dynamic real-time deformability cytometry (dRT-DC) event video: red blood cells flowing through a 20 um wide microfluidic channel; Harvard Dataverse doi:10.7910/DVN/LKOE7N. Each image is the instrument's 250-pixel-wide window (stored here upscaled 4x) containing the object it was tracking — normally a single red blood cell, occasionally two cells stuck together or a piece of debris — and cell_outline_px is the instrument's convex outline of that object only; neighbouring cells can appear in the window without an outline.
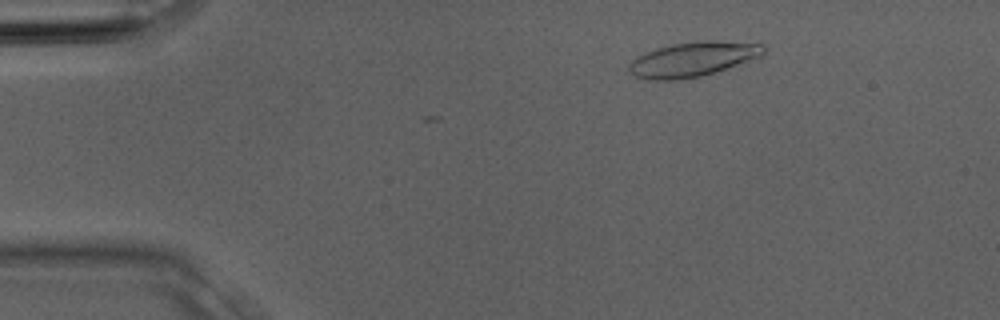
{"species": "Egyptian fruit bat (a non-hibernating species)", "species_latin": "Rousettus aegyptiacus", "temperature_condition": "room temperature", "stored_images_in_passage": 3, "camera_frame_rate_fps": 3000, "um_per_image_px": 0.085, "animal": {"sex": "male"}, "frame": {"image": 1, "passage_image": 2, "time_ms": 0.333, "image_size_px": [1000, 320], "cell_outline_px": [[764, 52], [760, 56], [700, 76], [680, 80], [648, 80], [636, 76], [628, 72], [628, 64], [636, 56], [656, 48], [672, 44], [700, 40], [708, 40], [764, 44]], "centroid_in_image_um": [58.8, 5.03], "position_along_channel_um": 26.2, "area_um2": 26.88}}